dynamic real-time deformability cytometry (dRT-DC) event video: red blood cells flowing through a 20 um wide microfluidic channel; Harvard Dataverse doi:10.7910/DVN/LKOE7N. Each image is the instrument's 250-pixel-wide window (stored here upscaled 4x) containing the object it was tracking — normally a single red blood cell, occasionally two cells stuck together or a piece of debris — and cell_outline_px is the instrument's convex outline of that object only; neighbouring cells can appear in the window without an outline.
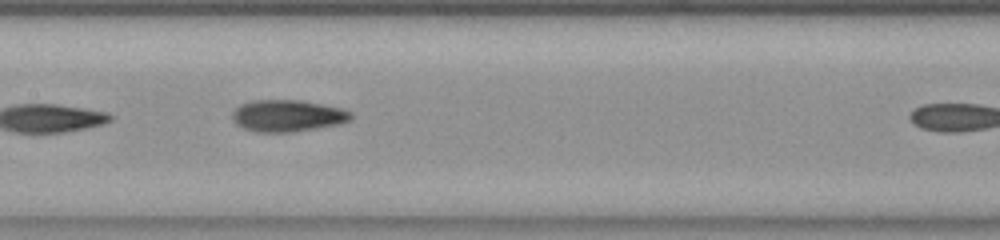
{"species": "common noctule bat (a hibernating species)", "species_latin": "Nyctalus noctula", "temperature_condition": "room temperature", "stored_images_in_passage": 19, "camera_frame_rate_fps": 3000, "um_per_image_px": 0.085, "animal": {"sex": "female", "body_mass_g": 23.0, "forearm_length_mm": 53.4}, "frame": {"image": 1, "passage_image": 11, "time_ms": 3.333, "image_size_px": [1000, 240], "cell_outline_px": [[352, 116], [348, 120], [336, 124], [288, 132], [256, 132], [244, 128], [236, 124], [232, 116], [232, 112], [240, 104], [252, 100], [300, 100], [340, 108], [352, 112]], "centroid_in_image_um": [24.38, 9.82], "position_along_channel_um": 183.0, "area_um2": 21.56}}